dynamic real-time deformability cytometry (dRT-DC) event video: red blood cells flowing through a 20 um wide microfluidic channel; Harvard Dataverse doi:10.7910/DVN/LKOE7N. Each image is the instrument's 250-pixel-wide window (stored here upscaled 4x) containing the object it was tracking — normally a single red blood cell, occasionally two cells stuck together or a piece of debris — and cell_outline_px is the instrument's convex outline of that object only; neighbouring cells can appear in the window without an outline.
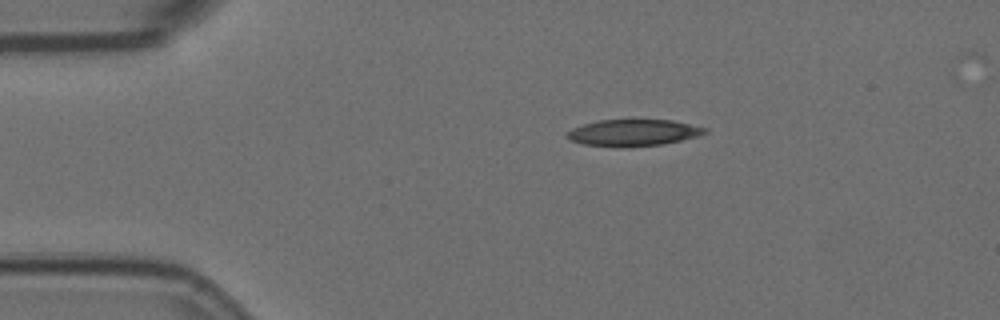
{"species": "Egyptian fruit bat (a non-hibernating species)", "species_latin": "Rousettus aegyptiacus", "temperature_condition": "room temperature", "stored_images_in_passage": 4, "camera_frame_rate_fps": 3000, "um_per_image_px": 0.085, "animal": {"sex": "female"}, "frame": {"image": 1, "passage_image": 1, "time_ms": 0.0, "image_size_px": [1000, 320], "cell_outline_px": [[708, 132], [696, 136], [664, 144], [584, 144], [572, 140], [564, 136], [572, 128], [584, 124], [600, 120], [672, 120], [708, 128]], "centroid_in_image_um": [53.88, 11.23], "position_along_channel_um": 31.1, "area_um2": 20.17}}
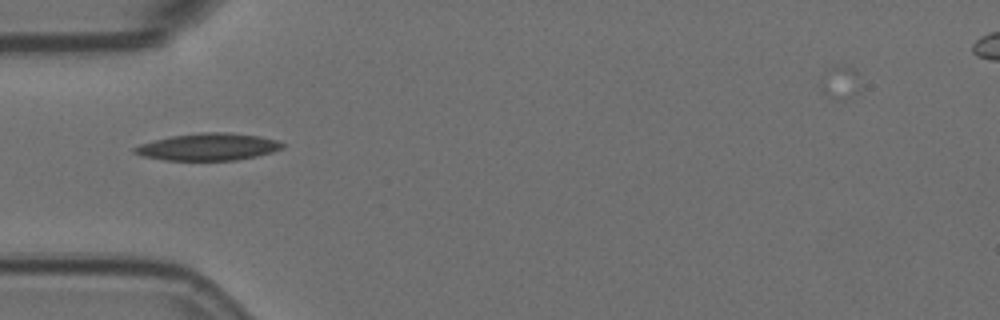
{"frame": {"image": 2, "passage_image": 3, "time_ms": 0.667, "image_size_px": [1000, 320], "cell_outline_px": [[284, 148], [272, 152], [256, 156], [236, 160], [164, 160], [144, 156], [132, 152], [132, 148], [140, 144], [172, 136], [200, 132], [228, 132], [260, 136], [276, 140], [284, 144]], "centroid_in_image_um": [17.71, 12.48], "position_along_channel_um": 67.3, "area_um2": 23.29}}
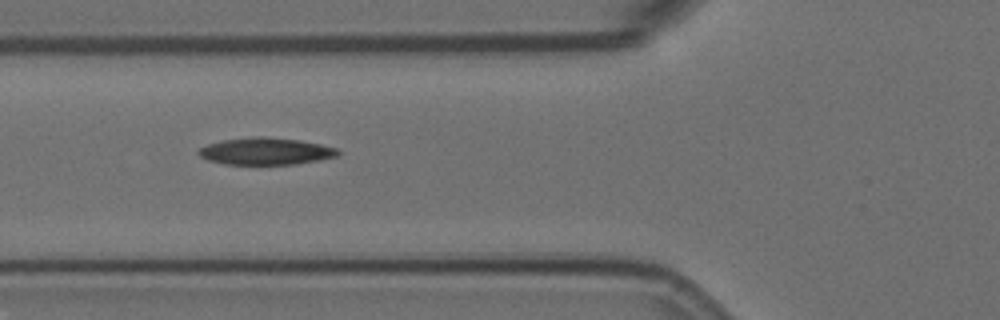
{"frame": {"image": 3, "passage_image": 4, "time_ms": 1.0, "image_size_px": [1000, 320], "cell_outline_px": [[340, 152], [336, 156], [320, 160], [292, 164], [224, 164], [208, 160], [200, 156], [196, 152], [200, 148], [208, 144], [224, 140], [252, 136], [264, 136], [300, 140], [320, 144], [336, 148]], "centroid_in_image_um": [22.57, 12.85], "position_along_channel_um": 103.2, "area_um2": 21.85}}